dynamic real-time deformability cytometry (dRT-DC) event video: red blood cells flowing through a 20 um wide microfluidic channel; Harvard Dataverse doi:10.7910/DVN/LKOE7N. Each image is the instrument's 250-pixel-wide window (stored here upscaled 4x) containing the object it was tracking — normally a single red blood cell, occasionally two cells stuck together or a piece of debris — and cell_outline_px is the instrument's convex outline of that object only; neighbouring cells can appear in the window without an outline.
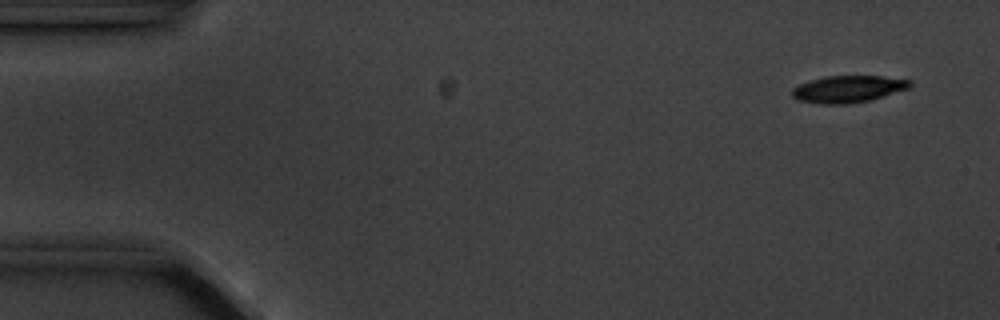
{"species": "common noctule bat (a hibernating species)", "species_latin": "Nyctalus noctula", "temperature_condition": "cold", "stored_images_in_passage": 4, "camera_frame_rate_fps": 3000, "um_per_image_px": 0.085, "animal": {"sex": "male", "body_mass_g": 20.1, "forearm_length_mm": 53.5}, "frame": {"image": 1, "passage_image": 1, "time_ms": 0.0, "image_size_px": [1000, 320], "cell_outline_px": [[912, 88], [868, 100], [848, 104], [820, 104], [800, 100], [792, 96], [792, 88], [800, 84], [824, 76], [880, 76], [912, 80]], "centroid_in_image_um": [72.12, 7.56], "position_along_channel_um": 12.9, "area_um2": 18.44}}